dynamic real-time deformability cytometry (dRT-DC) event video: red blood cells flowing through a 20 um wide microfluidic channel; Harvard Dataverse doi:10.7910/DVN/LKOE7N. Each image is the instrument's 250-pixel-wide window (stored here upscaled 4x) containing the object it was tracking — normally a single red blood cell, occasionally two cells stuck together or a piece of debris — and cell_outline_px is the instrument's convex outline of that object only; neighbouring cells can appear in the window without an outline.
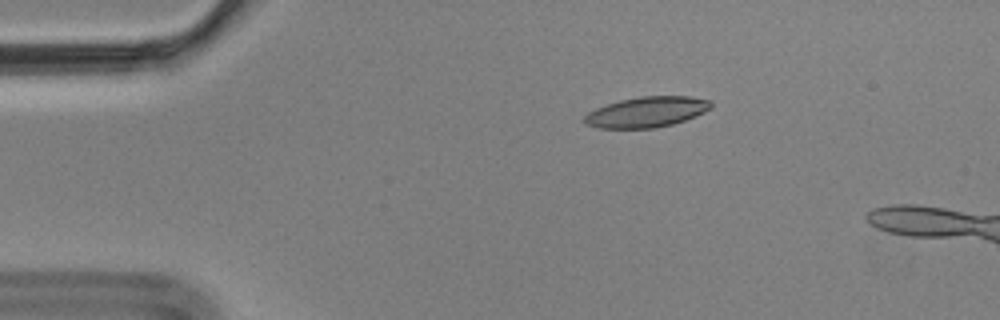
{"species": "Egyptian fruit bat (a non-hibernating species)", "species_latin": "Rousettus aegyptiacus", "temperature_condition": "cold", "stored_images_in_passage": 3, "camera_frame_rate_fps": 3000, "um_per_image_px": 0.085, "animal": {"sex": "male"}, "frame": {"image": 1, "passage_image": 1, "time_ms": 0.0, "image_size_px": [1000, 320], "cell_outline_px": [[712, 108], [696, 116], [672, 124], [656, 128], [600, 128], [584, 124], [580, 120], [588, 112], [596, 108], [620, 100], [640, 96], [692, 96], [712, 100]], "centroid_in_image_um": [54.97, 9.52], "position_along_channel_um": 30.0, "area_um2": 22.72}}